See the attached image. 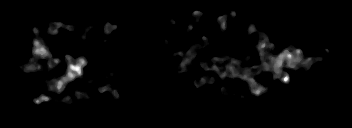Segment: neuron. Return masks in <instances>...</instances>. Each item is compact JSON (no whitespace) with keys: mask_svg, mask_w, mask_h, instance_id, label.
I'll return each mask as SVG.
<instances>
[{"mask_svg":"<svg viewBox=\"0 0 352 128\" xmlns=\"http://www.w3.org/2000/svg\"><path fill=\"white\" fill-rule=\"evenodd\" d=\"M204 14V11H196L194 13V17H195V23H198L199 22V19H196L197 17L199 18V16H203ZM228 16H232L234 18V16H236V13L235 11H233L232 13L228 14V15H225V16H218V20H219V24L221 26V31H223V28L225 29L226 27V22H227V19H228ZM175 18H171L169 20L170 23H174L176 22V20H174ZM117 20L116 19V23H112V26L110 24H107L106 21H104V33L106 35H109V33L111 31H117ZM50 28L47 29V31L49 33H52V34H56L57 35V30L59 27L62 26L63 27V24L58 22V23H55V22H51L50 23ZM75 27V25H69L68 27L65 26L66 29H68L69 31L70 30H73ZM79 30H84V33L82 35V33H80V36L83 37V38H86V33H88L91 28H95L96 25L94 26H91L88 27L86 25H80V28L78 26H76ZM42 27L39 26V27H36L33 31V36L35 35V39H34V42H33V46H34V49L32 51V56L30 54V65L28 64H25V66L23 67H19L16 66L15 67H18V70H22V73H24V71H29V72H39L40 70L44 69V70H52L53 71V68H55L56 66H58V63L63 60L64 64L67 65L68 67V71H62V74H64L61 78L59 77H53V81H52V84L49 85V88L55 90V92H58L60 93V95H62L63 93V89H65L66 87V83H68V86H71V88H73V83H72V80H74L75 78H79L84 80V77L83 75L85 74V69L84 67L86 65H90L88 61H86V59L82 56H80L77 60H73L72 56L68 55V56H65L64 58H56V59H53L52 58V55H51V52L49 50V44H45L44 43V40H41L40 37L38 38V34H42V30L41 29ZM193 28V25L189 24L188 26H186V29L185 30H188V32ZM259 28H256L254 23H249V26H248V30L246 31V33L250 36L251 34H254L259 31ZM157 34L159 35H163L166 39H164V44H171V40L169 39V37H167V33L162 31V32H158ZM260 37H259V46L256 47V49L258 51H256L257 53H261V56L260 58H264V59H267L266 62H261L259 64V67L258 66H250V62H247L248 60V56H246V64L248 66L247 69H241L239 67L240 65V59H239V56L235 55V56H232L234 59H233V62L230 61V63H227V68H217L216 66H214L212 64V61H208L207 63L205 62L204 64H202V67L203 68H207V71H208V67L209 68H212L213 71H219L218 74L219 76L223 79V78H227V77H234V78H241L243 80L246 81V84L245 86H247L249 88V92H251L254 97L260 95L261 93H263V91H267L266 89L264 90L263 86H261L260 82L258 81H255L254 79L251 78V73H257V74H262L263 71H267L268 73H273L275 75V77H279L280 78V81L282 83H288V81L290 80V76L291 74L290 73H286L284 71V68H294L295 70H299L300 69H303L304 66H307L306 68H311V65H312V57L310 55L309 56H305V54L303 53L302 49H299V48H296L295 46L297 45V42L293 43V44H290L289 46H287L285 48V50H283V47H280V49H282V52L279 54V55H275L273 54L272 52L271 53H268V49L269 47H274V46H270L271 45V38L272 36H269V35H263V34H259ZM296 44V45H294ZM291 50H294V51H291ZM293 52H295V55L293 54ZM177 52L173 51L171 52V56L173 57V59L175 60L176 57H177ZM179 55L181 57H183V60H182V63L180 64V66H178L179 68H182L184 70V76H186L187 74V71L189 69H192L193 67H197V66H193L191 65V61L193 59L195 60H198L196 57L198 56V53H193L191 52V50H179ZM36 57L38 58H45L48 60V63L46 65H37L35 63V59ZM214 58V61H216L217 63H222L224 62V59H226V57L222 56V57H212ZM315 62L319 63L321 62V65H322V61L320 60L319 57H316L315 58ZM44 66V67H42ZM250 66V67H249ZM198 74L200 75L201 77V80L200 78L199 79H195L194 80V83L196 84V86L198 88L202 87L203 89L205 88V84L204 82L207 80V77H206V70L203 72L202 70H200L198 68ZM201 72V73H200ZM109 77L110 75H107L105 77L106 79V84L104 86H102L100 89H98L99 92L101 93H104V91H110V87H111V84L110 82L108 81L109 80ZM69 96L67 97L66 100H64V103L65 105H68L69 102L71 101H75L77 102L78 100L75 99V96H70L72 94L68 93ZM79 95H81L82 99H88L90 98V95L88 94V92L86 91H83L82 92H78ZM120 93L118 92V90H114V93H113V96L118 99L120 98ZM48 98H52V97H46L44 94L43 95H40L39 97H37L36 99H34V103L35 105L36 104H39L41 102H44V101H52Z\"/></svg>","mask_w":352,"mask_h":128,"instance_id":"2dd73e0c","label":"neuron"}]
</instances>
